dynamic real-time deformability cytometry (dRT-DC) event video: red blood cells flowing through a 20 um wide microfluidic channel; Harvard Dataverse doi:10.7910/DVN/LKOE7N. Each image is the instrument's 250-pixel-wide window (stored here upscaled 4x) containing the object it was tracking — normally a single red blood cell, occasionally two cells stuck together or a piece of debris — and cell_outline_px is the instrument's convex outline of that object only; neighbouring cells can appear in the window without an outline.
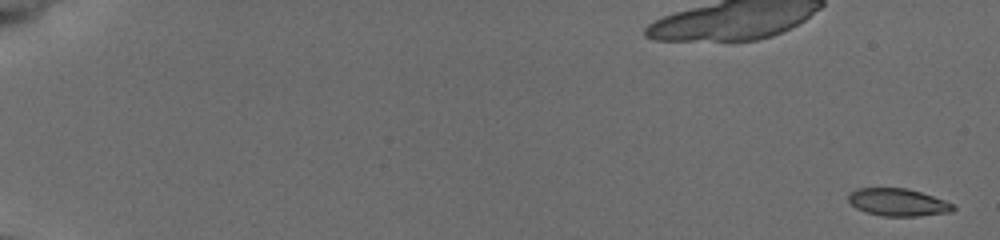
{"species": "common noctule bat (a hibernating species)", "species_latin": "Nyctalus noctula", "temperature_condition": "cold", "stored_images_in_passage": 57, "camera_frame_rate_fps": 3000, "um_per_image_px": 0.085, "animal": {"sex": "female", "body_mass_g": 19.5, "forearm_length_mm": 54.1}, "frame": {"image": 1, "passage_image": 1, "time_ms": 0.0, "image_size_px": [1000, 240], "cell_outline_px": [[956, 208], [952, 212], [916, 216], [884, 216], [868, 212], [856, 208], [848, 200], [848, 196], [856, 188], [904, 188], [920, 192], [944, 200], [952, 204]], "centroid_in_image_um": [76.33, 17.19], "position_along_channel_um": 8.7, "area_um2": 16.53}}
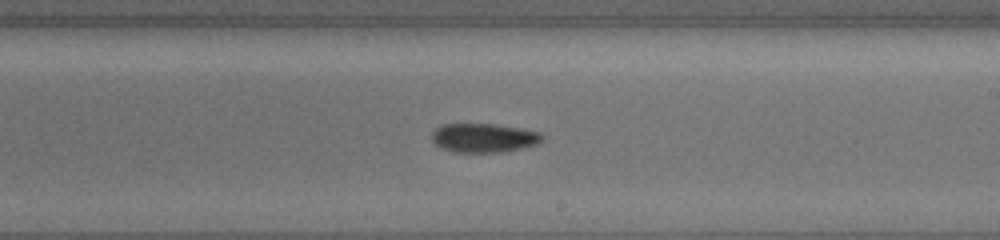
{"frame": {"image": 2, "passage_image": 36, "time_ms": 11.667, "image_size_px": [1000, 240], "cell_outline_px": [[544, 140], [536, 144], [524, 148], [504, 152], [452, 152], [436, 144], [432, 140], [432, 132], [436, 128], [444, 124], [496, 124], [520, 128], [540, 132], [544, 136]], "centroid_in_image_um": [41.16, 11.72], "position_along_channel_um": 247.8, "area_um2": 18.73}}
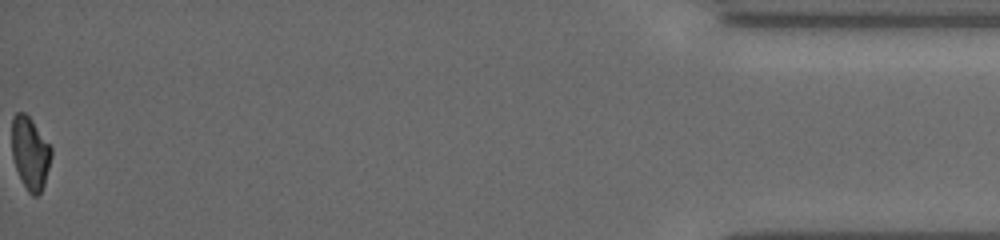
{"frame": {"image": 3, "passage_image": 57, "time_ms": 18.667, "image_size_px": [1000, 240], "cell_outline_px": [[52, 156], [44, 184], [40, 192], [36, 196], [32, 196], [28, 192], [16, 168], [12, 156], [12, 116], [16, 112], [24, 112], [32, 120], [52, 148]], "centroid_in_image_um": [2.56, 12.99], "position_along_channel_um": 432.6, "area_um2": 16.59}, "authors_computed_cell_mechanics": {"area_um2": 17.629, "velocity_mm_per_s": 3.7808, "shape_relaxation_time_tau1_ms": 5.5365, "shape_relaxation_time_tau2_ms": null, "deformation_change_tau1": 0.1462, "deformation_change_tau2": null}}